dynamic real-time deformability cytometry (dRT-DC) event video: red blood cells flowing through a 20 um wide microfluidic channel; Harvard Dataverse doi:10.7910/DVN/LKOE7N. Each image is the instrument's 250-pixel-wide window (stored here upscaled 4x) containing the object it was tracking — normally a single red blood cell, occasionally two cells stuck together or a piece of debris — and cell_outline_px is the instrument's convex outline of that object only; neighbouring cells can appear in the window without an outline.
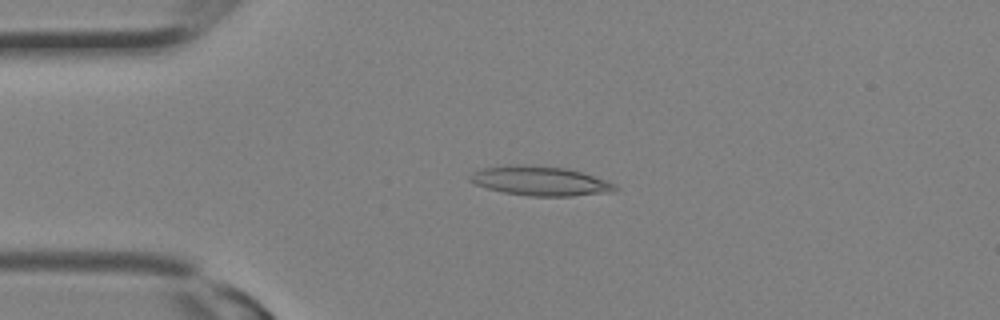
{"species": "Egyptian fruit bat (a non-hibernating species)", "species_latin": "Rousettus aegyptiacus", "temperature_condition": "room temperature", "stored_images_in_passage": 13, "camera_frame_rate_fps": 3000, "um_per_image_px": 0.085, "animal": {"sex": "female"}, "frame": {"image": 1, "passage_image": 6, "time_ms": 1.667, "image_size_px": [1000, 320], "cell_outline_px": [[620, 188], [612, 192], [572, 196], [528, 196], [504, 192], [488, 188], [476, 184], [468, 180], [468, 176], [472, 172], [480, 168], [504, 164], [524, 164], [568, 168], [584, 172], [616, 184]], "centroid_in_image_um": [45.91, 15.36], "position_along_channel_um": 39.1, "area_um2": 25.32}}
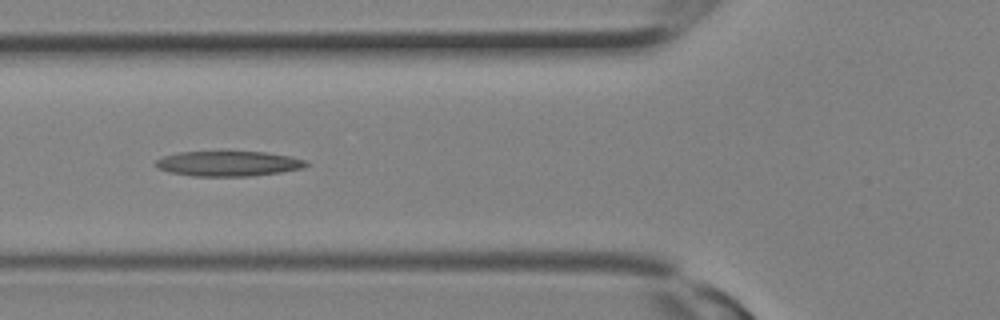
{"frame": {"image": 2, "passage_image": 10, "time_ms": 3.0, "image_size_px": [1000, 320], "cell_outline_px": [[308, 164], [304, 168], [280, 172], [252, 176], [192, 176], [168, 172], [156, 168], [152, 164], [156, 160], [164, 156], [180, 152], [264, 152], [292, 156], [304, 160]], "centroid_in_image_um": [19.37, 13.91], "position_along_channel_um": 106.4, "area_um2": 22.08}}
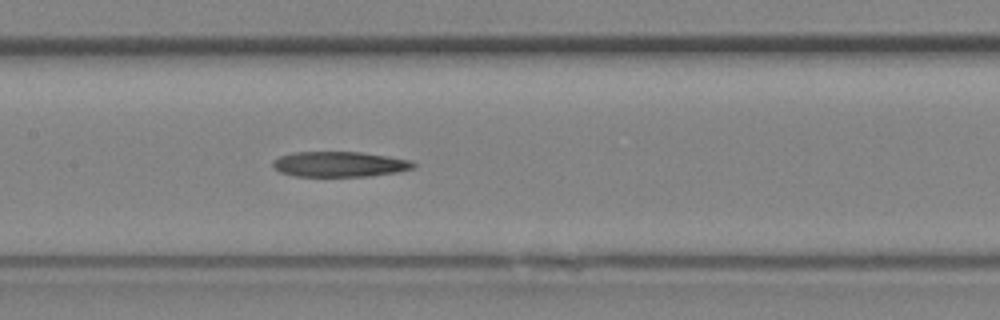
{"frame": {"image": 3, "passage_image": 13, "time_ms": 4.0, "image_size_px": [1000, 320], "cell_outline_px": [[416, 168], [400, 172], [368, 176], [292, 176], [280, 172], [272, 168], [272, 160], [280, 156], [292, 152], [360, 152], [388, 156], [412, 160], [416, 164]], "centroid_in_image_um": [28.87, 13.96], "position_along_channel_um": 178.5, "area_um2": 21.04}}